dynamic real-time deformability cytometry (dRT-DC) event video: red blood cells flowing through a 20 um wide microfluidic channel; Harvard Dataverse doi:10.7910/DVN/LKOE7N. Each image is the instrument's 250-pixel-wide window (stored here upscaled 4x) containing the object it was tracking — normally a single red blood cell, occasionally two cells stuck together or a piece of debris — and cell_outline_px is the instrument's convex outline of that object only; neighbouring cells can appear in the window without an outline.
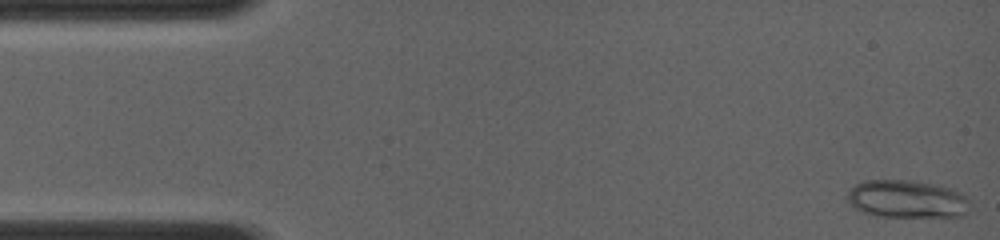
{"species": "common noctule bat (a hibernating species)", "species_latin": "Nyctalus noctula", "temperature_condition": "room temperature", "stored_images_in_passage": 64, "camera_frame_rate_fps": 4000, "um_per_image_px": 0.085, "animal": {"sex": "female", "body_mass_g": 19.0, "forearm_length_mm": 56.7}, "frame": {"image": 1, "passage_image": 1, "time_ms": 0.0, "image_size_px": [1000, 240], "cell_outline_px": [[968, 200], [964, 216], [876, 216], [864, 212], [856, 208], [844, 196], [848, 188], [864, 180], [908, 180], [944, 184], [968, 196]], "centroid_in_image_um": [77.07, 16.88], "position_along_channel_um": 7.9, "area_um2": 27.22}}
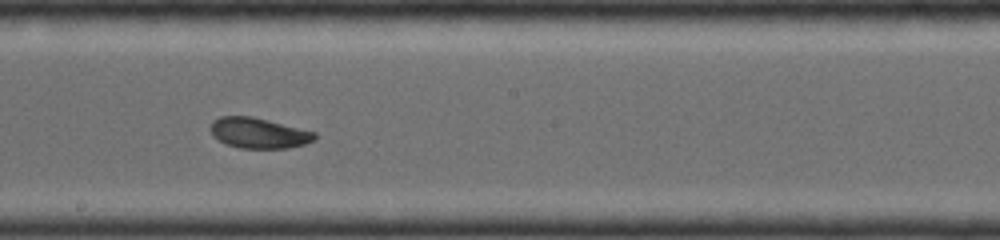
{"frame": {"image": 2, "passage_image": 36, "time_ms": 7.75, "image_size_px": [1000, 240], "cell_outline_px": [[316, 140], [304, 144], [288, 148], [240, 148], [224, 144], [212, 136], [208, 128], [212, 120], [220, 116], [252, 116], [316, 132]], "centroid_in_image_um": [21.93, 11.3], "position_along_channel_um": 226.3, "area_um2": 18.79}}
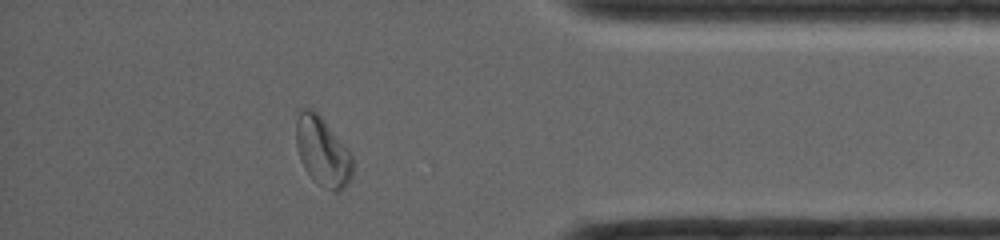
{"frame": {"image": 3, "passage_image": 56, "time_ms": 12.25, "image_size_px": [1000, 240], "cell_outline_px": [[352, 176], [348, 184], [344, 188], [336, 192], [332, 192], [324, 188], [304, 168], [300, 160], [296, 144], [296, 120], [300, 112], [304, 108], [312, 108], [324, 120], [348, 148], [352, 156]], "centroid_in_image_um": [27.43, 12.89], "position_along_channel_um": 407.8, "area_um2": 22.66}}